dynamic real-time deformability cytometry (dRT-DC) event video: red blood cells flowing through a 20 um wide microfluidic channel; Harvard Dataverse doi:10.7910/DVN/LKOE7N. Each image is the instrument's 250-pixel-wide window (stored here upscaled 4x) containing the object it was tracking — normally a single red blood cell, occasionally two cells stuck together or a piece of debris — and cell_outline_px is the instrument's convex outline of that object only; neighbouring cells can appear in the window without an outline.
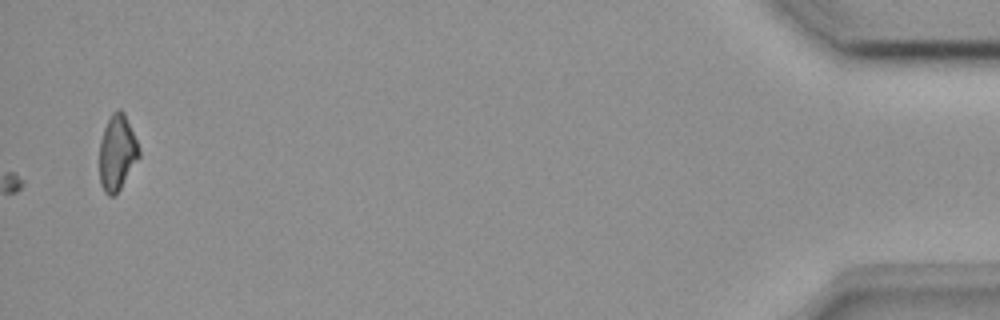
{"species": "common noctule bat (a hibernating species)", "species_latin": "Nyctalus noctula", "temperature_condition": "room temperature", "stored_images_in_passage": 51, "camera_frame_rate_fps": 3000, "um_per_image_px": 0.085, "animal": {"sex": "female", "body_mass_g": 18.4}, "frame": {"image": 1, "passage_image": 51, "time_ms": 16.667, "image_size_px": [1000, 320], "cell_outline_px": [[140, 156], [120, 188], [112, 196], [108, 196], [104, 192], [100, 184], [100, 140], [104, 128], [112, 112], [120, 108], [124, 112], [140, 148]], "centroid_in_image_um": [9.96, 12.96], "position_along_channel_um": 425.2, "area_um2": 17.28}}